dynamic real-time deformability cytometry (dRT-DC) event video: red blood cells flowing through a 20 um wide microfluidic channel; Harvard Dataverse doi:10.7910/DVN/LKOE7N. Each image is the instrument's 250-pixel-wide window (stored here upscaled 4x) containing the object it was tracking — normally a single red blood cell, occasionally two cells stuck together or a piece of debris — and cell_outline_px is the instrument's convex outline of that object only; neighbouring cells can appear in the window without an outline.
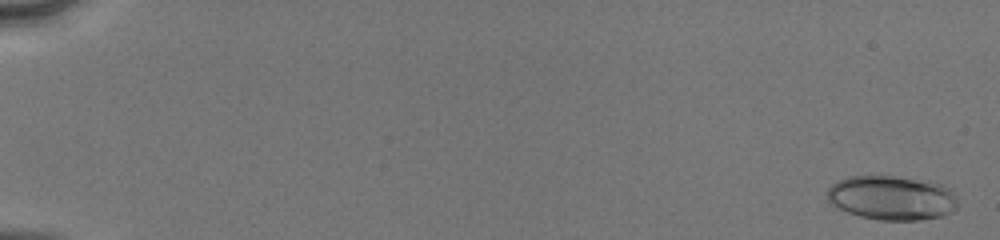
{"species": "human", "species_latin": "Homo sapiens", "temperature_condition": "cold", "stored_images_in_passage": 52, "camera_frame_rate_fps": 3000, "um_per_image_px": 0.085, "donor": {"sex": "male"}, "frame": {"image": 1, "passage_image": 2, "time_ms": 0.333, "image_size_px": [1000, 240], "cell_outline_px": [[956, 208], [952, 212], [940, 216], [920, 220], [880, 220], [860, 216], [848, 212], [828, 204], [828, 188], [836, 180], [848, 176], [892, 176], [940, 184], [948, 188], [956, 200]], "centroid_in_image_um": [75.73, 16.82], "position_along_channel_um": 9.3, "area_um2": 33.41}}
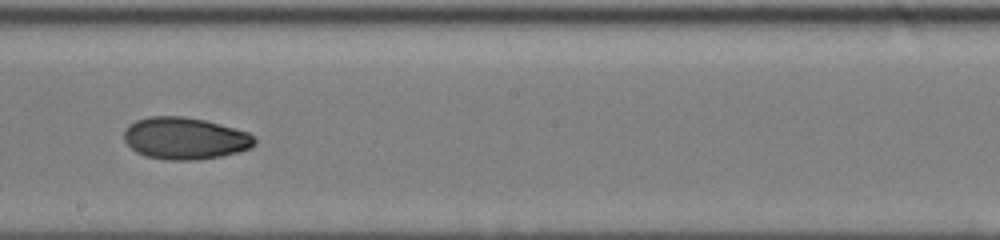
{"frame": {"image": 2, "passage_image": 32, "time_ms": 10.333, "image_size_px": [1000, 240], "cell_outline_px": [[256, 144], [252, 148], [220, 156], [200, 160], [168, 160], [144, 156], [136, 152], [124, 140], [124, 132], [128, 124], [136, 120], [148, 116], [184, 116], [204, 120], [220, 124], [248, 132], [256, 136]], "centroid_in_image_um": [15.73, 11.76], "position_along_channel_um": 232.5, "area_um2": 32.19}}
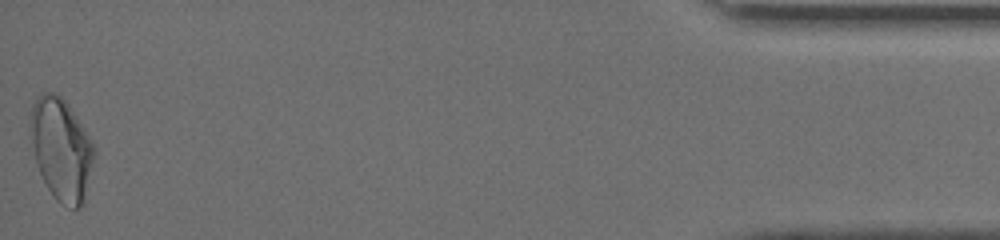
{"frame": {"image": 3, "passage_image": 52, "time_ms": 17.0, "image_size_px": [1000, 240], "cell_outline_px": [[96, 152], [84, 204], [80, 208], [72, 208], [60, 204], [56, 200], [48, 188], [36, 164], [32, 140], [32, 104], [36, 96], [40, 92], [56, 92], [68, 104], [84, 128], [96, 148]], "centroid_in_image_um": [5.25, 12.7], "position_along_channel_um": 429.9, "area_um2": 37.86}, "authors_computed_cell_mechanics": {"area_um2": 32.1079, "velocity_mm_per_s": 4.1456, "shape_relaxation_time_tau1_ms": 5.0126, "shape_relaxation_time_tau2_ms": 3.8307, "deformation_change_tau1": 0.1416, "deformation_change_tau2": 0.0775}}